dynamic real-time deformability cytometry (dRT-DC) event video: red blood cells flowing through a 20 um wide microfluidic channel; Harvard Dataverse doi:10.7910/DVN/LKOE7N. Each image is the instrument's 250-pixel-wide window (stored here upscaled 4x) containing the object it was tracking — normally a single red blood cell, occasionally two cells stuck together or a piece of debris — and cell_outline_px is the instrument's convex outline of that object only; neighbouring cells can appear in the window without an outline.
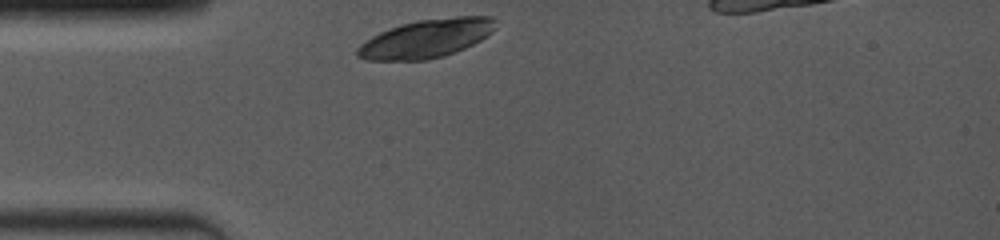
{"species": "common noctule bat (a hibernating species)", "species_latin": "Nyctalus noctula", "temperature_condition": "room temperature", "stored_images_in_passage": 1, "camera_frame_rate_fps": 4000, "um_per_image_px": 0.085, "animal": {"sex": "female", "body_mass_g": 19.0, "forearm_length_mm": 53.3}, "frame": {"image": 1, "passage_image": 1, "time_ms": 0.0, "image_size_px": [1000, 240], "cell_outline_px": [[496, 28], [492, 32], [480, 40], [464, 48], [444, 56], [428, 60], [364, 60], [356, 56], [356, 48], [364, 40], [380, 32], [400, 24], [416, 20], [456, 16], [492, 16], [496, 20]], "centroid_in_image_um": [36.22, 3.27], "position_along_channel_um": 48.8, "area_um2": 31.21}}